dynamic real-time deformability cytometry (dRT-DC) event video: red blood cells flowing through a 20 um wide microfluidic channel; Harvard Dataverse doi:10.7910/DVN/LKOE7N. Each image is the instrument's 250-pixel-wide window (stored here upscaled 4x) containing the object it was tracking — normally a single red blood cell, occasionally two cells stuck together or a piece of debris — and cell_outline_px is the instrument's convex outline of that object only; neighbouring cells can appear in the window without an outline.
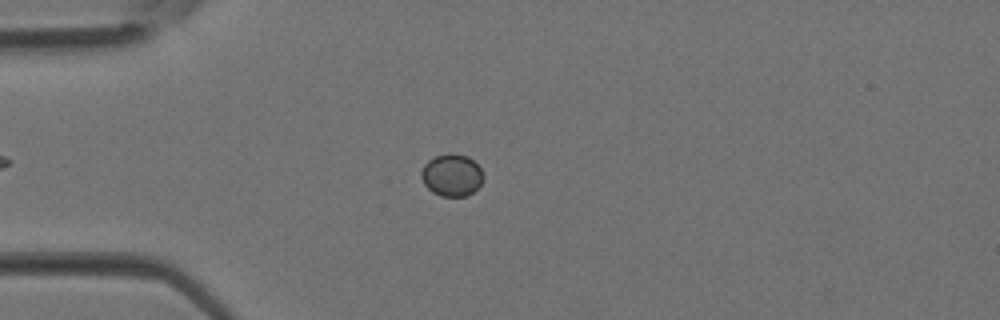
{"species": "Egyptian fruit bat (a non-hibernating species)", "species_latin": "Rousettus aegyptiacus", "temperature_condition": "room temperature", "stored_images_in_passage": 38, "camera_frame_rate_fps": 3000, "um_per_image_px": 0.085, "animal": {"sex": "female"}, "frame": {"image": 1, "passage_image": 10, "time_ms": 3.0, "image_size_px": [1000, 320], "cell_outline_px": [[484, 180], [472, 192], [464, 196], [440, 196], [432, 192], [424, 184], [420, 176], [420, 172], [424, 164], [428, 160], [436, 156], [448, 152], [468, 156], [480, 168], [484, 176]], "centroid_in_image_um": [38.38, 14.87], "position_along_channel_um": 46.6, "area_um2": 15.32}}
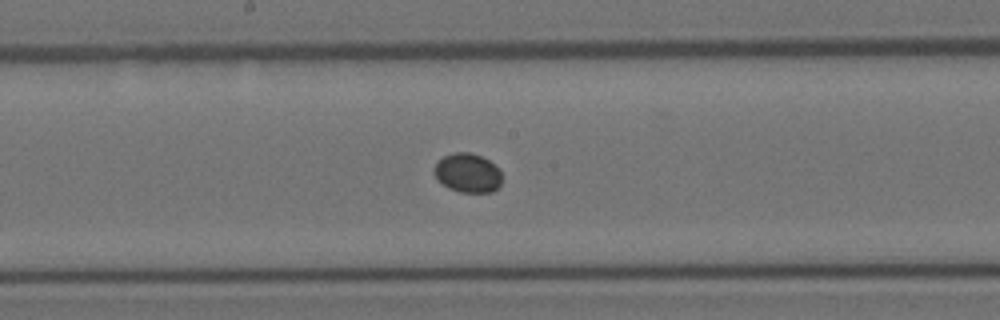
{"frame": {"image": 2, "passage_image": 20, "time_ms": 6.333, "image_size_px": [1000, 320], "cell_outline_px": [[504, 176], [500, 188], [492, 192], [460, 192], [448, 188], [436, 180], [432, 172], [432, 168], [444, 156], [452, 152], [472, 152], [488, 160]], "centroid_in_image_um": [39.74, 14.72], "position_along_channel_um": 208.5, "area_um2": 15.78}}
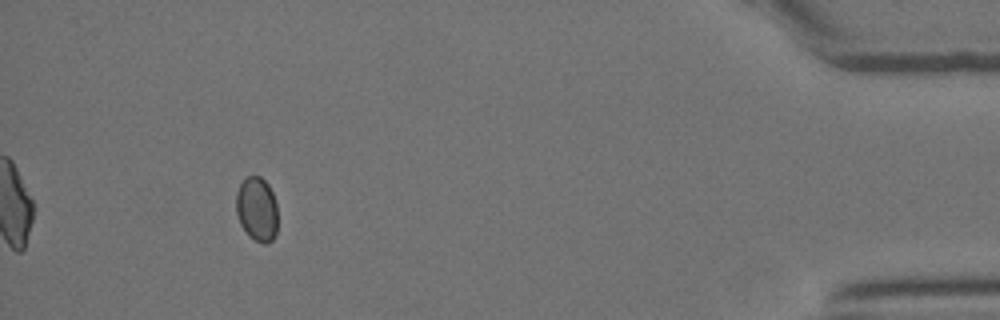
{"frame": {"image": 3, "passage_image": 35, "time_ms": 11.333, "image_size_px": [1000, 320], "cell_outline_px": [[276, 232], [272, 240], [268, 244], [264, 244], [248, 236], [240, 224], [236, 212], [236, 192], [240, 184], [248, 176], [260, 176], [268, 184], [272, 192], [276, 204]], "centroid_in_image_um": [21.82, 17.78], "position_along_channel_um": 413.4, "area_um2": 15.55}}